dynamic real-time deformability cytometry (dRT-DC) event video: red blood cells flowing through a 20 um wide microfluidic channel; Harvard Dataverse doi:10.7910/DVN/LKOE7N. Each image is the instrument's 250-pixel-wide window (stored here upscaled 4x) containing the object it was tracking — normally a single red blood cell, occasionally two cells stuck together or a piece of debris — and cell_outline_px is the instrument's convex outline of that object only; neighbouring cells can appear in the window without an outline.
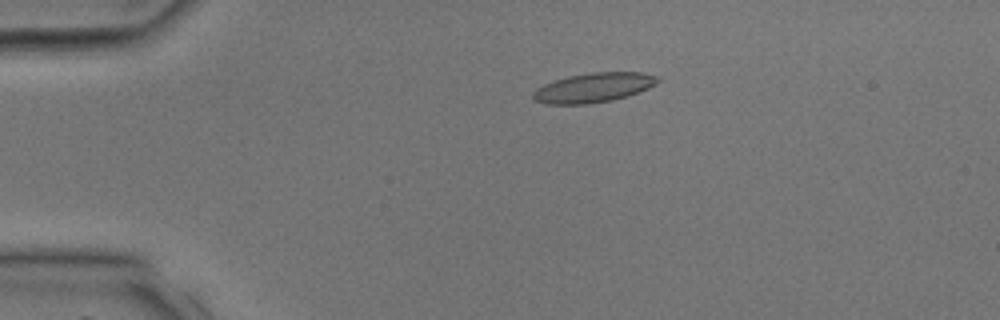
{"species": "common noctule bat (a hibernating species)", "species_latin": "Nyctalus noctula", "temperature_condition": "room temperature", "stored_images_in_passage": 33, "camera_frame_rate_fps": 3000, "um_per_image_px": 0.085, "animal": {"sex": "male", "body_mass_g": 17.9, "forearm_length_mm": 54.2}, "frame": {"image": 1, "passage_image": 2, "time_ms": 0.333, "image_size_px": [1000, 320], "cell_outline_px": [[660, 80], [656, 84], [648, 88], [612, 100], [588, 104], [548, 104], [536, 100], [532, 96], [532, 92], [536, 88], [552, 80], [568, 76], [592, 72], [644, 72], [660, 76]], "centroid_in_image_um": [50.45, 7.43], "position_along_channel_um": 34.6, "area_um2": 21.44}}
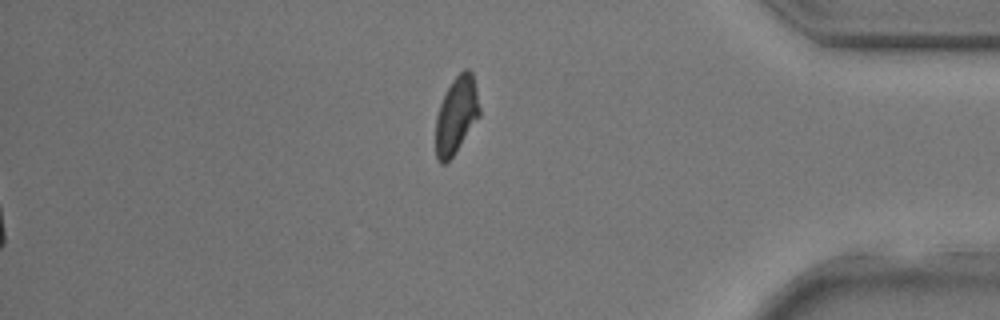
{"frame": {"image": 2, "passage_image": 27, "time_ms": 8.667, "image_size_px": [1000, 320], "cell_outline_px": [[480, 116], [452, 156], [444, 164], [440, 164], [436, 160], [436, 116], [440, 104], [452, 80], [464, 68], [468, 68], [472, 72], [476, 88], [480, 108]], "centroid_in_image_um": [38.79, 9.78], "position_along_channel_um": 396.4, "area_um2": 19.48}}
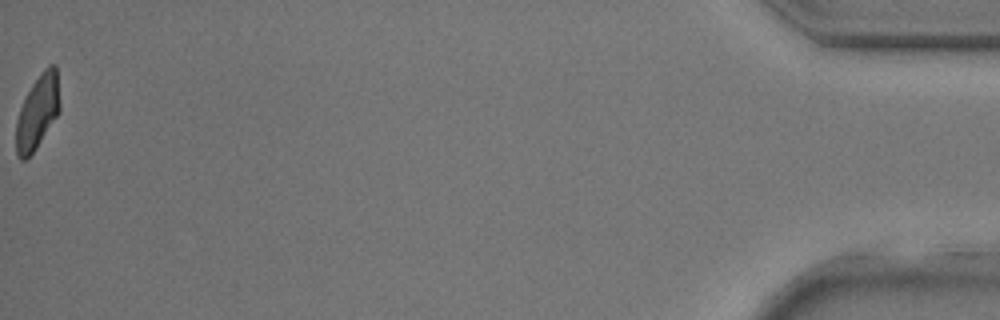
{"frame": {"image": 3, "passage_image": 33, "time_ms": 10.667, "image_size_px": [1000, 320], "cell_outline_px": [[60, 112], [36, 148], [24, 160], [20, 160], [16, 156], [16, 120], [20, 108], [32, 84], [44, 68], [48, 64], [56, 64], [60, 104]], "centroid_in_image_um": [3.2, 9.51], "position_along_channel_um": 432.0, "area_um2": 18.84}}